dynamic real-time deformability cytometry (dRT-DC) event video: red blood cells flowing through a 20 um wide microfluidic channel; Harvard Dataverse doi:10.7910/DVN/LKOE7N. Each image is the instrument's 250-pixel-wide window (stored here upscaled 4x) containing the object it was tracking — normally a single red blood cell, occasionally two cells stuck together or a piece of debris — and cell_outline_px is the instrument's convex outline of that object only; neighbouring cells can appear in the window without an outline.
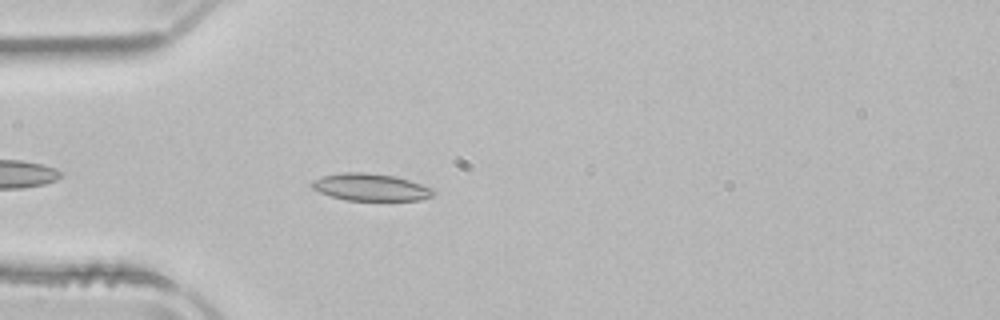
{"species": "common noctule bat (a hibernating species)", "species_latin": "Nyctalus noctula", "temperature_condition": "room temperature", "stored_images_in_passage": 9, "camera_frame_rate_fps": 3000, "um_per_image_px": 0.085, "animal": {"sex": "male", "body_mass_g": 21.5, "forearm_length_mm": 52.0}, "frame": {"image": 1, "passage_image": 4, "time_ms": 1.0, "image_size_px": [1000, 320], "cell_outline_px": [[436, 192], [432, 196], [420, 200], [344, 200], [320, 192], [312, 188], [312, 180], [320, 176], [344, 172], [368, 172], [396, 176], [432, 188]], "centroid_in_image_um": [31.49, 15.9], "position_along_channel_um": 53.5, "area_um2": 19.25}}
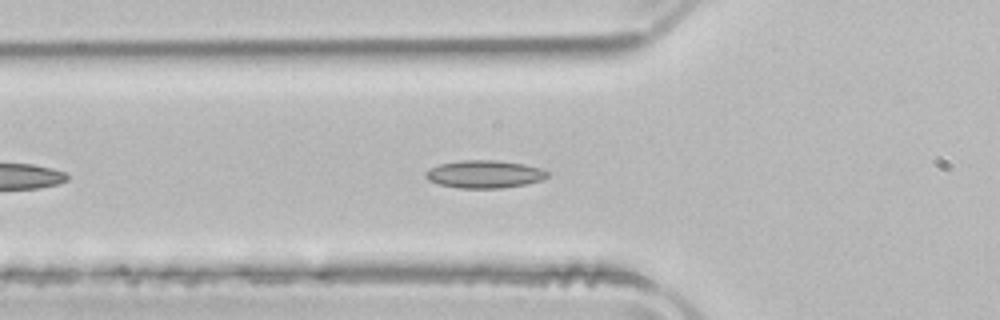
{"frame": {"image": 2, "passage_image": 7, "time_ms": 2.0, "image_size_px": [1000, 320], "cell_outline_px": [[548, 176], [540, 180], [524, 184], [500, 188], [460, 188], [440, 184], [428, 180], [424, 176], [424, 172], [440, 164], [460, 160], [496, 160], [524, 164], [540, 168], [548, 172]], "centroid_in_image_um": [41.15, 14.8], "position_along_channel_um": 84.6, "area_um2": 19.48}}